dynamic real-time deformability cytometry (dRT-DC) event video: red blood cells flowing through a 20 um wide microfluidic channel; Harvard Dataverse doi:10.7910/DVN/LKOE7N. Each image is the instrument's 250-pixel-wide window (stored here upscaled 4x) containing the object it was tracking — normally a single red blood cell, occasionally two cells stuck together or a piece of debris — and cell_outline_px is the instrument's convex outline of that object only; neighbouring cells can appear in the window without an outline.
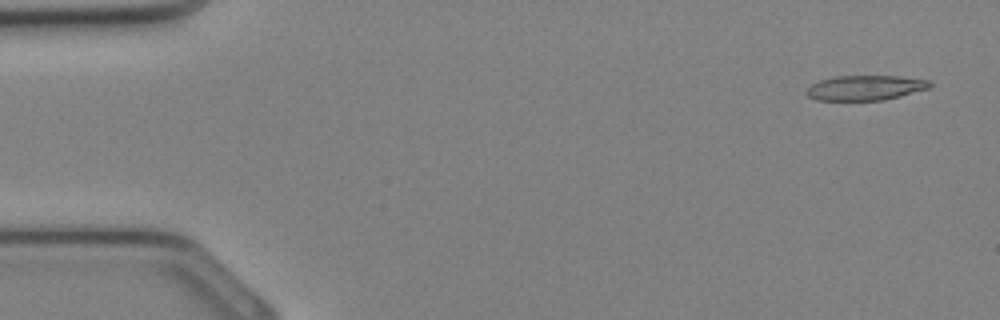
{"species": "Egyptian fruit bat (a non-hibernating species)", "species_latin": "Rousettus aegyptiacus", "temperature_condition": "cold", "stored_images_in_passage": 34, "camera_frame_rate_fps": 3000, "um_per_image_px": 0.085, "animal": {"sex": "female"}, "frame": {"image": 1, "passage_image": 2, "time_ms": 0.333, "image_size_px": [1000, 320], "cell_outline_px": [[932, 84], [928, 88], [900, 96], [884, 100], [816, 100], [808, 96], [804, 92], [812, 84], [820, 80], [836, 76], [900, 76], [932, 80]], "centroid_in_image_um": [73.56, 7.46], "position_along_channel_um": 11.4, "area_um2": 17.92}}
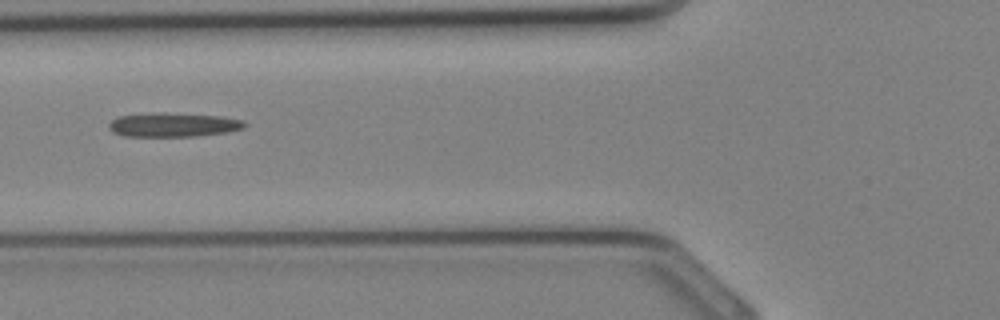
{"frame": {"image": 2, "passage_image": 13, "time_ms": 4.0, "image_size_px": [1000, 320], "cell_outline_px": [[248, 124], [244, 128], [228, 132], [196, 136], [124, 136], [112, 132], [108, 128], [108, 124], [112, 120], [120, 116], [152, 112], [220, 116], [244, 120]], "centroid_in_image_um": [14.73, 10.61], "position_along_channel_um": 111.1, "area_um2": 19.07}}
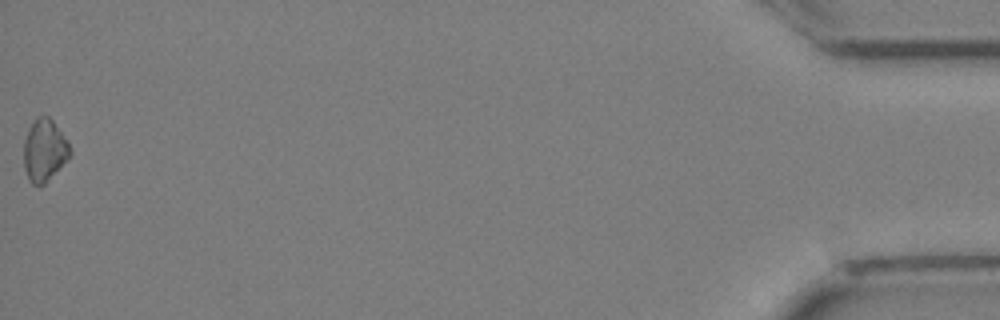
{"frame": {"image": 3, "passage_image": 34, "time_ms": 11.0, "image_size_px": [1000, 320], "cell_outline_px": [[72, 152], [44, 184], [32, 184], [28, 180], [24, 168], [24, 140], [36, 116], [48, 116], [52, 120], [68, 140]], "centroid_in_image_um": [3.76, 12.76], "position_along_channel_um": 431.4, "area_um2": 16.42}}